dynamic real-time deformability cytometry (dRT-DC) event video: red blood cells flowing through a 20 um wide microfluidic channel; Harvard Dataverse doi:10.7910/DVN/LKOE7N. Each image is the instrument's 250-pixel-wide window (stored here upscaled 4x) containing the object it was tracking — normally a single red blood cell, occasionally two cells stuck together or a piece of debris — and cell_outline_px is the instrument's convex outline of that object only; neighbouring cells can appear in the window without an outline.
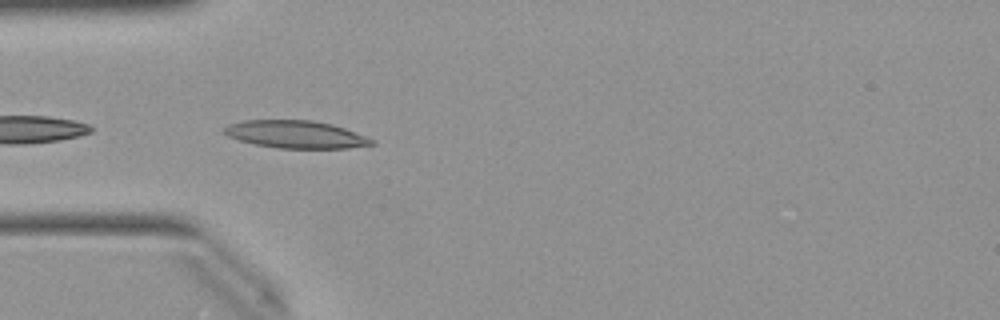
{"species": "Egyptian fruit bat (a non-hibernating species)", "species_latin": "Rousettus aegyptiacus", "temperature_condition": "warm", "stored_images_in_passage": 9, "camera_frame_rate_fps": 3000, "um_per_image_px": 0.085, "animal": {"sex": "female"}, "frame": {"image": 1, "passage_image": 1, "time_ms": 0.0, "image_size_px": [1000, 320], "cell_outline_px": [[376, 144], [348, 148], [280, 148], [256, 144], [240, 140], [228, 136], [220, 132], [228, 124], [244, 120], [312, 120], [332, 124], [344, 128], [364, 136], [372, 140]], "centroid_in_image_um": [25.1, 11.41], "position_along_channel_um": 59.9, "area_um2": 23.52}}